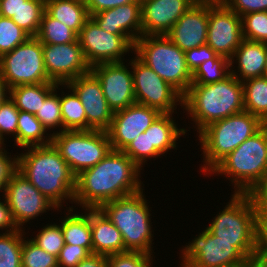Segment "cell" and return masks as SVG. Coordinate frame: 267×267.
Wrapping results in <instances>:
<instances>
[{"label":"cell","mask_w":267,"mask_h":267,"mask_svg":"<svg viewBox=\"0 0 267 267\" xmlns=\"http://www.w3.org/2000/svg\"><path fill=\"white\" fill-rule=\"evenodd\" d=\"M142 169L123 151L113 150L95 166L76 176L74 203L82 209H99L103 204L140 192Z\"/></svg>","instance_id":"obj_1"},{"label":"cell","mask_w":267,"mask_h":267,"mask_svg":"<svg viewBox=\"0 0 267 267\" xmlns=\"http://www.w3.org/2000/svg\"><path fill=\"white\" fill-rule=\"evenodd\" d=\"M24 151L17 155V170L58 209L66 199L73 204L76 176L54 145L31 146Z\"/></svg>","instance_id":"obj_2"},{"label":"cell","mask_w":267,"mask_h":267,"mask_svg":"<svg viewBox=\"0 0 267 267\" xmlns=\"http://www.w3.org/2000/svg\"><path fill=\"white\" fill-rule=\"evenodd\" d=\"M183 109L199 133L215 121L245 111L243 84L230 74L220 82L191 85L183 96Z\"/></svg>","instance_id":"obj_3"},{"label":"cell","mask_w":267,"mask_h":267,"mask_svg":"<svg viewBox=\"0 0 267 267\" xmlns=\"http://www.w3.org/2000/svg\"><path fill=\"white\" fill-rule=\"evenodd\" d=\"M264 125L259 117L243 111L206 126L198 133L204 163L200 171L207 175L223 158Z\"/></svg>","instance_id":"obj_4"},{"label":"cell","mask_w":267,"mask_h":267,"mask_svg":"<svg viewBox=\"0 0 267 267\" xmlns=\"http://www.w3.org/2000/svg\"><path fill=\"white\" fill-rule=\"evenodd\" d=\"M143 190L103 204L99 209L121 232L126 251L153 255L151 210ZM153 251V252H152Z\"/></svg>","instance_id":"obj_5"},{"label":"cell","mask_w":267,"mask_h":267,"mask_svg":"<svg viewBox=\"0 0 267 267\" xmlns=\"http://www.w3.org/2000/svg\"><path fill=\"white\" fill-rule=\"evenodd\" d=\"M267 167V124L223 158L208 174L225 175L232 193L247 194Z\"/></svg>","instance_id":"obj_6"},{"label":"cell","mask_w":267,"mask_h":267,"mask_svg":"<svg viewBox=\"0 0 267 267\" xmlns=\"http://www.w3.org/2000/svg\"><path fill=\"white\" fill-rule=\"evenodd\" d=\"M231 195L206 228L221 240L233 243L247 258L258 251L257 208L247 194Z\"/></svg>","instance_id":"obj_7"},{"label":"cell","mask_w":267,"mask_h":267,"mask_svg":"<svg viewBox=\"0 0 267 267\" xmlns=\"http://www.w3.org/2000/svg\"><path fill=\"white\" fill-rule=\"evenodd\" d=\"M134 53L164 81L184 96L192 84L185 52L166 35H142L134 43Z\"/></svg>","instance_id":"obj_8"},{"label":"cell","mask_w":267,"mask_h":267,"mask_svg":"<svg viewBox=\"0 0 267 267\" xmlns=\"http://www.w3.org/2000/svg\"><path fill=\"white\" fill-rule=\"evenodd\" d=\"M75 176L99 163L112 149L107 131H53L52 142Z\"/></svg>","instance_id":"obj_9"},{"label":"cell","mask_w":267,"mask_h":267,"mask_svg":"<svg viewBox=\"0 0 267 267\" xmlns=\"http://www.w3.org/2000/svg\"><path fill=\"white\" fill-rule=\"evenodd\" d=\"M0 72L8 88L19 85L55 83L44 66L43 47L37 37H29L0 57Z\"/></svg>","instance_id":"obj_10"},{"label":"cell","mask_w":267,"mask_h":267,"mask_svg":"<svg viewBox=\"0 0 267 267\" xmlns=\"http://www.w3.org/2000/svg\"><path fill=\"white\" fill-rule=\"evenodd\" d=\"M133 57L129 63L133 70L136 103L155 108L161 113H174L179 104L182 108L183 96L137 56Z\"/></svg>","instance_id":"obj_11"},{"label":"cell","mask_w":267,"mask_h":267,"mask_svg":"<svg viewBox=\"0 0 267 267\" xmlns=\"http://www.w3.org/2000/svg\"><path fill=\"white\" fill-rule=\"evenodd\" d=\"M77 39L91 68L102 63L123 62L126 53L134 51V42L129 37L102 30L92 18L84 24Z\"/></svg>","instance_id":"obj_12"},{"label":"cell","mask_w":267,"mask_h":267,"mask_svg":"<svg viewBox=\"0 0 267 267\" xmlns=\"http://www.w3.org/2000/svg\"><path fill=\"white\" fill-rule=\"evenodd\" d=\"M180 254L179 267H224L246 260L233 243L214 236L207 228L183 246Z\"/></svg>","instance_id":"obj_13"},{"label":"cell","mask_w":267,"mask_h":267,"mask_svg":"<svg viewBox=\"0 0 267 267\" xmlns=\"http://www.w3.org/2000/svg\"><path fill=\"white\" fill-rule=\"evenodd\" d=\"M1 196L8 203L17 227L22 230L25 229L23 227L25 223L36 219L50 209L59 210L18 170L12 174Z\"/></svg>","instance_id":"obj_14"},{"label":"cell","mask_w":267,"mask_h":267,"mask_svg":"<svg viewBox=\"0 0 267 267\" xmlns=\"http://www.w3.org/2000/svg\"><path fill=\"white\" fill-rule=\"evenodd\" d=\"M243 40L242 19L224 3L209 4L206 44L230 59Z\"/></svg>","instance_id":"obj_15"},{"label":"cell","mask_w":267,"mask_h":267,"mask_svg":"<svg viewBox=\"0 0 267 267\" xmlns=\"http://www.w3.org/2000/svg\"><path fill=\"white\" fill-rule=\"evenodd\" d=\"M42 47L47 75L57 84H66L91 70L78 39L64 44H42Z\"/></svg>","instance_id":"obj_16"},{"label":"cell","mask_w":267,"mask_h":267,"mask_svg":"<svg viewBox=\"0 0 267 267\" xmlns=\"http://www.w3.org/2000/svg\"><path fill=\"white\" fill-rule=\"evenodd\" d=\"M66 85L76 93L85 109L87 130L107 131L114 112L107 104L98 78L90 71L70 80Z\"/></svg>","instance_id":"obj_17"},{"label":"cell","mask_w":267,"mask_h":267,"mask_svg":"<svg viewBox=\"0 0 267 267\" xmlns=\"http://www.w3.org/2000/svg\"><path fill=\"white\" fill-rule=\"evenodd\" d=\"M125 62L102 63L91 68L101 83L104 97L113 112L136 103L133 74ZM128 67V68H127Z\"/></svg>","instance_id":"obj_18"},{"label":"cell","mask_w":267,"mask_h":267,"mask_svg":"<svg viewBox=\"0 0 267 267\" xmlns=\"http://www.w3.org/2000/svg\"><path fill=\"white\" fill-rule=\"evenodd\" d=\"M161 112L141 104H133L114 112L107 130L111 148L123 151L134 138L145 132Z\"/></svg>","instance_id":"obj_19"},{"label":"cell","mask_w":267,"mask_h":267,"mask_svg":"<svg viewBox=\"0 0 267 267\" xmlns=\"http://www.w3.org/2000/svg\"><path fill=\"white\" fill-rule=\"evenodd\" d=\"M209 4L194 3L173 25L166 36L182 51L207 42Z\"/></svg>","instance_id":"obj_20"},{"label":"cell","mask_w":267,"mask_h":267,"mask_svg":"<svg viewBox=\"0 0 267 267\" xmlns=\"http://www.w3.org/2000/svg\"><path fill=\"white\" fill-rule=\"evenodd\" d=\"M192 0H141L142 35H166Z\"/></svg>","instance_id":"obj_21"},{"label":"cell","mask_w":267,"mask_h":267,"mask_svg":"<svg viewBox=\"0 0 267 267\" xmlns=\"http://www.w3.org/2000/svg\"><path fill=\"white\" fill-rule=\"evenodd\" d=\"M102 30L126 35L134 43L142 36L141 2H131L91 15Z\"/></svg>","instance_id":"obj_22"},{"label":"cell","mask_w":267,"mask_h":267,"mask_svg":"<svg viewBox=\"0 0 267 267\" xmlns=\"http://www.w3.org/2000/svg\"><path fill=\"white\" fill-rule=\"evenodd\" d=\"M234 63L238 66H234ZM265 63V43L243 39L230 58V74L241 82L262 77L265 76ZM233 67H236L238 71L236 72Z\"/></svg>","instance_id":"obj_23"},{"label":"cell","mask_w":267,"mask_h":267,"mask_svg":"<svg viewBox=\"0 0 267 267\" xmlns=\"http://www.w3.org/2000/svg\"><path fill=\"white\" fill-rule=\"evenodd\" d=\"M93 253L109 256L125 252L121 232L100 209H90Z\"/></svg>","instance_id":"obj_24"},{"label":"cell","mask_w":267,"mask_h":267,"mask_svg":"<svg viewBox=\"0 0 267 267\" xmlns=\"http://www.w3.org/2000/svg\"><path fill=\"white\" fill-rule=\"evenodd\" d=\"M68 208L66 209L68 214L64 218L62 217V220H59L61 221L60 225L65 244L79 245L84 247L90 254L93 253L90 209H83L85 211L81 213L74 211L73 206Z\"/></svg>","instance_id":"obj_25"},{"label":"cell","mask_w":267,"mask_h":267,"mask_svg":"<svg viewBox=\"0 0 267 267\" xmlns=\"http://www.w3.org/2000/svg\"><path fill=\"white\" fill-rule=\"evenodd\" d=\"M45 11L77 35L91 18L83 0H45Z\"/></svg>","instance_id":"obj_26"},{"label":"cell","mask_w":267,"mask_h":267,"mask_svg":"<svg viewBox=\"0 0 267 267\" xmlns=\"http://www.w3.org/2000/svg\"><path fill=\"white\" fill-rule=\"evenodd\" d=\"M149 130L150 147H155L162 156L171 149H176V141L187 134L184 128H178L173 113H161L147 129Z\"/></svg>","instance_id":"obj_27"},{"label":"cell","mask_w":267,"mask_h":267,"mask_svg":"<svg viewBox=\"0 0 267 267\" xmlns=\"http://www.w3.org/2000/svg\"><path fill=\"white\" fill-rule=\"evenodd\" d=\"M57 83L19 85L9 89V98L19 111L36 114Z\"/></svg>","instance_id":"obj_28"},{"label":"cell","mask_w":267,"mask_h":267,"mask_svg":"<svg viewBox=\"0 0 267 267\" xmlns=\"http://www.w3.org/2000/svg\"><path fill=\"white\" fill-rule=\"evenodd\" d=\"M48 134L35 114L19 111L17 147L26 149L31 146L49 145L52 142V133Z\"/></svg>","instance_id":"obj_29"},{"label":"cell","mask_w":267,"mask_h":267,"mask_svg":"<svg viewBox=\"0 0 267 267\" xmlns=\"http://www.w3.org/2000/svg\"><path fill=\"white\" fill-rule=\"evenodd\" d=\"M242 84L245 111L267 124V76L247 79Z\"/></svg>","instance_id":"obj_30"},{"label":"cell","mask_w":267,"mask_h":267,"mask_svg":"<svg viewBox=\"0 0 267 267\" xmlns=\"http://www.w3.org/2000/svg\"><path fill=\"white\" fill-rule=\"evenodd\" d=\"M61 86L70 90V94L62 92L60 97L62 131L87 130L86 113L80 99L66 84Z\"/></svg>","instance_id":"obj_31"},{"label":"cell","mask_w":267,"mask_h":267,"mask_svg":"<svg viewBox=\"0 0 267 267\" xmlns=\"http://www.w3.org/2000/svg\"><path fill=\"white\" fill-rule=\"evenodd\" d=\"M44 11L45 0H20V8L11 19L30 37H36Z\"/></svg>","instance_id":"obj_32"},{"label":"cell","mask_w":267,"mask_h":267,"mask_svg":"<svg viewBox=\"0 0 267 267\" xmlns=\"http://www.w3.org/2000/svg\"><path fill=\"white\" fill-rule=\"evenodd\" d=\"M77 34L44 11L36 37L42 44H64L77 40Z\"/></svg>","instance_id":"obj_33"},{"label":"cell","mask_w":267,"mask_h":267,"mask_svg":"<svg viewBox=\"0 0 267 267\" xmlns=\"http://www.w3.org/2000/svg\"><path fill=\"white\" fill-rule=\"evenodd\" d=\"M230 75V59L220 56L218 59H209L201 64L192 73L191 85H207L223 81Z\"/></svg>","instance_id":"obj_34"},{"label":"cell","mask_w":267,"mask_h":267,"mask_svg":"<svg viewBox=\"0 0 267 267\" xmlns=\"http://www.w3.org/2000/svg\"><path fill=\"white\" fill-rule=\"evenodd\" d=\"M25 231L0 233V267H22V245Z\"/></svg>","instance_id":"obj_35"},{"label":"cell","mask_w":267,"mask_h":267,"mask_svg":"<svg viewBox=\"0 0 267 267\" xmlns=\"http://www.w3.org/2000/svg\"><path fill=\"white\" fill-rule=\"evenodd\" d=\"M60 86L61 84H56V88L45 98L44 104H41L39 111L35 114L47 131L58 128L59 132H62L60 94H57Z\"/></svg>","instance_id":"obj_36"},{"label":"cell","mask_w":267,"mask_h":267,"mask_svg":"<svg viewBox=\"0 0 267 267\" xmlns=\"http://www.w3.org/2000/svg\"><path fill=\"white\" fill-rule=\"evenodd\" d=\"M29 37L12 19L0 15V57L11 52Z\"/></svg>","instance_id":"obj_37"},{"label":"cell","mask_w":267,"mask_h":267,"mask_svg":"<svg viewBox=\"0 0 267 267\" xmlns=\"http://www.w3.org/2000/svg\"><path fill=\"white\" fill-rule=\"evenodd\" d=\"M24 237L22 245V267H58L57 257L49 254L31 238L25 239Z\"/></svg>","instance_id":"obj_38"},{"label":"cell","mask_w":267,"mask_h":267,"mask_svg":"<svg viewBox=\"0 0 267 267\" xmlns=\"http://www.w3.org/2000/svg\"><path fill=\"white\" fill-rule=\"evenodd\" d=\"M243 39L267 43V11L241 16Z\"/></svg>","instance_id":"obj_39"},{"label":"cell","mask_w":267,"mask_h":267,"mask_svg":"<svg viewBox=\"0 0 267 267\" xmlns=\"http://www.w3.org/2000/svg\"><path fill=\"white\" fill-rule=\"evenodd\" d=\"M31 240L43 250L56 257H58L65 245L60 223L58 225L56 223L46 224Z\"/></svg>","instance_id":"obj_40"},{"label":"cell","mask_w":267,"mask_h":267,"mask_svg":"<svg viewBox=\"0 0 267 267\" xmlns=\"http://www.w3.org/2000/svg\"><path fill=\"white\" fill-rule=\"evenodd\" d=\"M141 169L151 158H158L162 154L155 148L150 147L149 130L142 132L123 150Z\"/></svg>","instance_id":"obj_41"},{"label":"cell","mask_w":267,"mask_h":267,"mask_svg":"<svg viewBox=\"0 0 267 267\" xmlns=\"http://www.w3.org/2000/svg\"><path fill=\"white\" fill-rule=\"evenodd\" d=\"M19 110L14 102L8 98L3 102L0 109V145H6L4 135L14 136L17 146V126H18Z\"/></svg>","instance_id":"obj_42"},{"label":"cell","mask_w":267,"mask_h":267,"mask_svg":"<svg viewBox=\"0 0 267 267\" xmlns=\"http://www.w3.org/2000/svg\"><path fill=\"white\" fill-rule=\"evenodd\" d=\"M153 255L139 251H126L107 256V267H152Z\"/></svg>","instance_id":"obj_43"},{"label":"cell","mask_w":267,"mask_h":267,"mask_svg":"<svg viewBox=\"0 0 267 267\" xmlns=\"http://www.w3.org/2000/svg\"><path fill=\"white\" fill-rule=\"evenodd\" d=\"M220 56L207 44L185 51L186 64L192 73L205 61L218 59Z\"/></svg>","instance_id":"obj_44"},{"label":"cell","mask_w":267,"mask_h":267,"mask_svg":"<svg viewBox=\"0 0 267 267\" xmlns=\"http://www.w3.org/2000/svg\"><path fill=\"white\" fill-rule=\"evenodd\" d=\"M89 254L84 247L65 244L57 257L58 267H75Z\"/></svg>","instance_id":"obj_45"},{"label":"cell","mask_w":267,"mask_h":267,"mask_svg":"<svg viewBox=\"0 0 267 267\" xmlns=\"http://www.w3.org/2000/svg\"><path fill=\"white\" fill-rule=\"evenodd\" d=\"M4 146L0 145V193H4L12 174L17 170V155H9L11 153Z\"/></svg>","instance_id":"obj_46"},{"label":"cell","mask_w":267,"mask_h":267,"mask_svg":"<svg viewBox=\"0 0 267 267\" xmlns=\"http://www.w3.org/2000/svg\"><path fill=\"white\" fill-rule=\"evenodd\" d=\"M240 17L252 12L267 11V0H223Z\"/></svg>","instance_id":"obj_47"},{"label":"cell","mask_w":267,"mask_h":267,"mask_svg":"<svg viewBox=\"0 0 267 267\" xmlns=\"http://www.w3.org/2000/svg\"><path fill=\"white\" fill-rule=\"evenodd\" d=\"M247 195L256 207H267V167Z\"/></svg>","instance_id":"obj_48"},{"label":"cell","mask_w":267,"mask_h":267,"mask_svg":"<svg viewBox=\"0 0 267 267\" xmlns=\"http://www.w3.org/2000/svg\"><path fill=\"white\" fill-rule=\"evenodd\" d=\"M257 208L258 251L267 256V207Z\"/></svg>","instance_id":"obj_49"},{"label":"cell","mask_w":267,"mask_h":267,"mask_svg":"<svg viewBox=\"0 0 267 267\" xmlns=\"http://www.w3.org/2000/svg\"><path fill=\"white\" fill-rule=\"evenodd\" d=\"M89 15H93L100 11L116 8L118 6H122L124 4H128L131 2H141V0H83Z\"/></svg>","instance_id":"obj_50"},{"label":"cell","mask_w":267,"mask_h":267,"mask_svg":"<svg viewBox=\"0 0 267 267\" xmlns=\"http://www.w3.org/2000/svg\"><path fill=\"white\" fill-rule=\"evenodd\" d=\"M2 200L0 197V230L5 231L6 229L5 233L20 230L13 219L11 209L5 198Z\"/></svg>","instance_id":"obj_51"},{"label":"cell","mask_w":267,"mask_h":267,"mask_svg":"<svg viewBox=\"0 0 267 267\" xmlns=\"http://www.w3.org/2000/svg\"><path fill=\"white\" fill-rule=\"evenodd\" d=\"M75 267H107V256L91 253Z\"/></svg>","instance_id":"obj_52"},{"label":"cell","mask_w":267,"mask_h":267,"mask_svg":"<svg viewBox=\"0 0 267 267\" xmlns=\"http://www.w3.org/2000/svg\"><path fill=\"white\" fill-rule=\"evenodd\" d=\"M20 8V0H0V15L12 18Z\"/></svg>","instance_id":"obj_53"},{"label":"cell","mask_w":267,"mask_h":267,"mask_svg":"<svg viewBox=\"0 0 267 267\" xmlns=\"http://www.w3.org/2000/svg\"><path fill=\"white\" fill-rule=\"evenodd\" d=\"M245 267H267V256L256 251L246 258Z\"/></svg>","instance_id":"obj_54"},{"label":"cell","mask_w":267,"mask_h":267,"mask_svg":"<svg viewBox=\"0 0 267 267\" xmlns=\"http://www.w3.org/2000/svg\"><path fill=\"white\" fill-rule=\"evenodd\" d=\"M9 98V88L5 84V81L0 72V103H3Z\"/></svg>","instance_id":"obj_55"},{"label":"cell","mask_w":267,"mask_h":267,"mask_svg":"<svg viewBox=\"0 0 267 267\" xmlns=\"http://www.w3.org/2000/svg\"><path fill=\"white\" fill-rule=\"evenodd\" d=\"M194 3L197 4H219L223 3V0H192Z\"/></svg>","instance_id":"obj_56"},{"label":"cell","mask_w":267,"mask_h":267,"mask_svg":"<svg viewBox=\"0 0 267 267\" xmlns=\"http://www.w3.org/2000/svg\"><path fill=\"white\" fill-rule=\"evenodd\" d=\"M224 267H245V262H240L238 264H233V265L224 266Z\"/></svg>","instance_id":"obj_57"},{"label":"cell","mask_w":267,"mask_h":267,"mask_svg":"<svg viewBox=\"0 0 267 267\" xmlns=\"http://www.w3.org/2000/svg\"><path fill=\"white\" fill-rule=\"evenodd\" d=\"M265 49H266L265 76H267V43H265Z\"/></svg>","instance_id":"obj_58"}]
</instances>
